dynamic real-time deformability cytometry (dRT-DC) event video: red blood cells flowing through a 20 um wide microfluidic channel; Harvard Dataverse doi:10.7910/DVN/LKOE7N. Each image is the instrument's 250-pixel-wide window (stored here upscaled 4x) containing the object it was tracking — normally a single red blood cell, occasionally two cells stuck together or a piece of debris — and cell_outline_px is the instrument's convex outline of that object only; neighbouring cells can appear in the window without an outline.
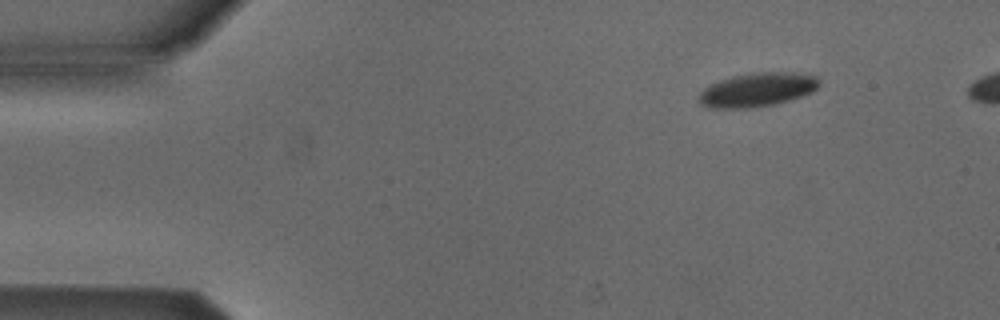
{"species": "Egyptian fruit bat (a non-hibernating species)", "species_latin": "Rousettus aegyptiacus", "temperature_condition": "cold", "stored_images_in_passage": 45, "camera_frame_rate_fps": 3000, "um_per_image_px": 0.085, "animal": {"sex": "male"}, "frame": {"image": 1, "passage_image": 1, "time_ms": 0.0, "image_size_px": [1000, 320], "cell_outline_px": [[820, 84], [812, 92], [788, 100], [772, 104], [748, 108], [712, 108], [700, 104], [696, 100], [700, 92], [704, 88], [720, 80], [732, 76], [752, 72], [796, 72], [816, 76], [820, 80]], "centroid_in_image_um": [64.35, 7.61], "position_along_channel_um": 20.7, "area_um2": 23.76}}
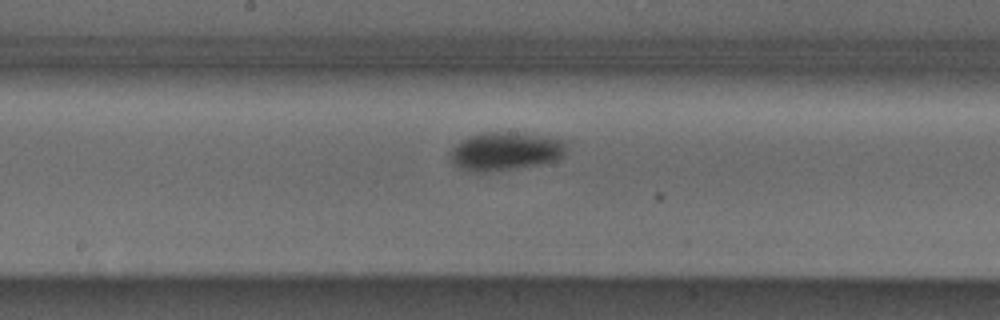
{"frame": {"image": 2, "passage_image": 22, "time_ms": 7.0, "image_size_px": [1000, 320], "cell_outline_px": [[564, 156], [556, 160], [540, 164], [484, 172], [476, 172], [452, 164], [448, 160], [448, 152], [456, 144], [472, 136], [484, 132], [508, 132], [560, 136], [564, 140]], "centroid_in_image_um": [42.97, 12.83], "position_along_channel_um": 205.2, "area_um2": 26.01}}
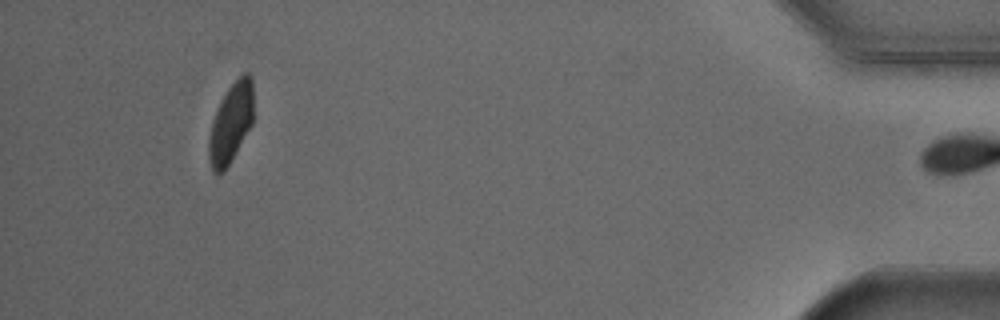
{"frame": {"image": 3, "passage_image": 44, "time_ms": 14.333, "image_size_px": [1000, 320], "cell_outline_px": [[252, 124], [224, 172], [216, 176], [212, 168], [208, 156], [208, 140], [212, 120], [228, 88], [244, 72], [248, 72], [252, 76]], "centroid_in_image_um": [19.61, 10.49], "position_along_channel_um": 415.6, "area_um2": 20.4}, "authors_computed_cell_mechanics": {"area_um2": 24.7962, "velocity_mm_per_s": 3.8563, "shape_relaxation_time_tau1_ms": 2.1996, "shape_relaxation_time_tau2_ms": null, "deformation_change_tau1": 0.09, "deformation_change_tau2": null}}